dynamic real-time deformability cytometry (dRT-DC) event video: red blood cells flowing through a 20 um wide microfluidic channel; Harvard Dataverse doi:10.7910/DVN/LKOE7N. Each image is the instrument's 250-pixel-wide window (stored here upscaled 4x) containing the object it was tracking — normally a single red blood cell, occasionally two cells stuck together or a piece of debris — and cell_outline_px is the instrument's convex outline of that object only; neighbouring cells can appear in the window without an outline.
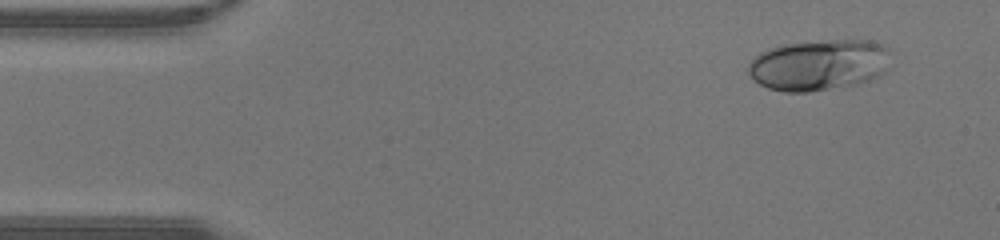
{"species": "human", "species_latin": "Homo sapiens", "temperature_condition": "warm", "stored_images_in_passage": 39, "camera_frame_rate_fps": 3000, "um_per_image_px": 0.085, "donor": {"sex": "male"}, "frame": {"image": 1, "passage_image": 1, "time_ms": 0.0, "image_size_px": [1000, 240], "cell_outline_px": [[892, 52], [884, 72], [880, 76], [856, 84], [808, 92], [784, 92], [768, 88], [760, 84], [748, 72], [748, 64], [760, 52], [768, 48], [784, 44], [832, 40], [872, 40], [892, 48]], "centroid_in_image_um": [69.65, 5.51], "position_along_channel_um": 15.4, "area_um2": 42.48}}
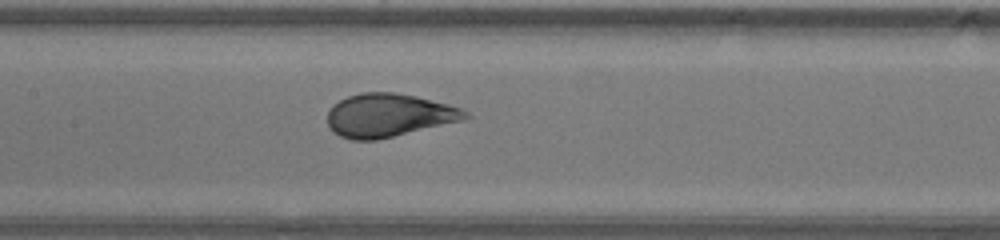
{"frame": {"image": 2, "passage_image": 17, "time_ms": 5.333, "image_size_px": [1000, 240], "cell_outline_px": [[472, 116], [464, 120], [376, 140], [352, 140], [340, 136], [328, 124], [328, 112], [332, 104], [348, 96], [360, 92], [396, 92], [416, 96], [448, 104], [460, 108], [468, 112]], "centroid_in_image_um": [33.05, 9.79], "position_along_channel_um": 174.3, "area_um2": 34.68}}
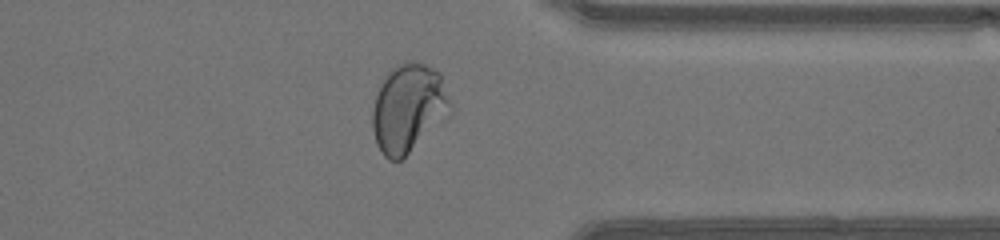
{"frame": {"image": 3, "passage_image": 30, "time_ms": 9.667, "image_size_px": [1000, 240], "cell_outline_px": [[452, 108], [448, 116], [400, 160], [388, 160], [384, 156], [376, 144], [372, 128], [372, 112], [380, 80], [392, 68], [408, 60], [412, 60], [424, 64], [440, 72], [452, 104]], "centroid_in_image_um": [34.7, 9.16], "position_along_channel_um": 376.7, "area_um2": 40.17}}